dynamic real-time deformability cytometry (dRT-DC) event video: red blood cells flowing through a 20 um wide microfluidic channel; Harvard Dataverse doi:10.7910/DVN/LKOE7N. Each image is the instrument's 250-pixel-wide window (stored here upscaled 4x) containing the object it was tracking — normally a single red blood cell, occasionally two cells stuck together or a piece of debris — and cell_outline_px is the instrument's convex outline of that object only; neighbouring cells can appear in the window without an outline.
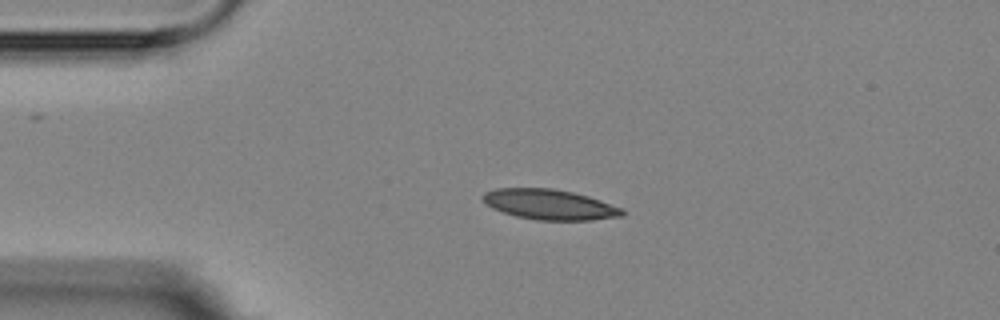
{"species": "Egyptian fruit bat (a non-hibernating species)", "species_latin": "Rousettus aegyptiacus", "temperature_condition": "room temperature", "stored_images_in_passage": 4, "camera_frame_rate_fps": 3000, "um_per_image_px": 0.085, "animal": {"sex": "female"}, "frame": {"image": 1, "passage_image": 2, "time_ms": 1.0, "image_size_px": [1000, 320], "cell_outline_px": [[624, 216], [592, 220], [536, 220], [516, 216], [492, 208], [480, 196], [484, 192], [496, 188], [552, 188], [572, 192], [588, 196], [624, 208]], "centroid_in_image_um": [46.74, 17.38], "position_along_channel_um": 38.3, "area_um2": 24.62}}
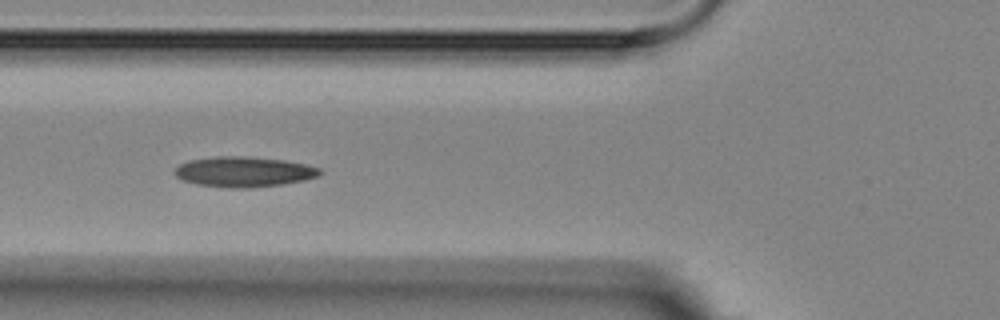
{"frame": {"image": 2, "passage_image": 4, "time_ms": 3.667, "image_size_px": [1000, 320], "cell_outline_px": [[324, 172], [316, 176], [304, 180], [284, 184], [248, 188], [228, 188], [196, 184], [184, 180], [176, 176], [176, 168], [180, 164], [188, 160], [216, 156], [252, 156], [284, 160], [304, 164], [320, 168]], "centroid_in_image_um": [20.74, 14.59], "position_along_channel_um": 105.1, "area_um2": 25.66}}